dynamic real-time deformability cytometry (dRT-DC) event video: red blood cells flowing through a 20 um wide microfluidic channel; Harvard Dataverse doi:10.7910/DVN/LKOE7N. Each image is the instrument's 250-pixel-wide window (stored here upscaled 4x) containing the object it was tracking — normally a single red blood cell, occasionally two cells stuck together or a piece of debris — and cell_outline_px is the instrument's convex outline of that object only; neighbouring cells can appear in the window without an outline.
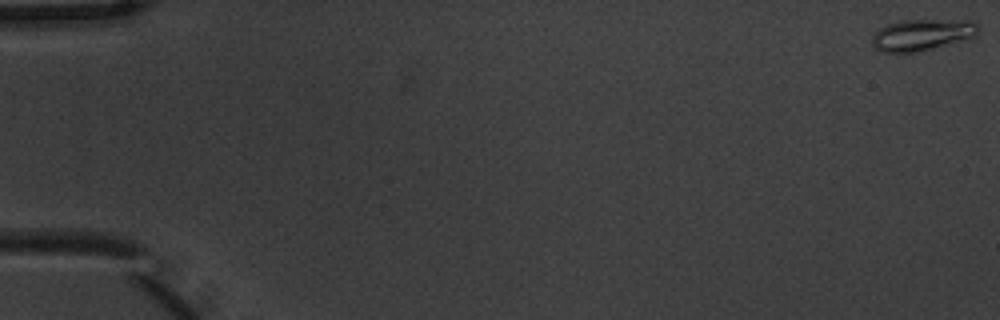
{"species": "common noctule bat (a hibernating species)", "species_latin": "Nyctalus noctula", "temperature_condition": "warm", "stored_images_in_passage": 7, "segment_of_instrument_passage": [1, 2], "camera_frame_rate_fps": 3000, "um_per_image_px": 0.085, "animal": {"sex": "male", "body_mass_g": 20.1, "forearm_length_mm": 53.5}, "frame": {"image": 1, "passage_image": 1, "time_ms": 0.0, "image_size_px": [1000, 320], "cell_outline_px": [[980, 32], [972, 36], [916, 52], [880, 52], [872, 44], [872, 36], [880, 28], [888, 24], [900, 20], [972, 20], [980, 24]], "centroid_in_image_um": [78.36, 2.93], "position_along_channel_um": 6.6, "area_um2": 19.13}}
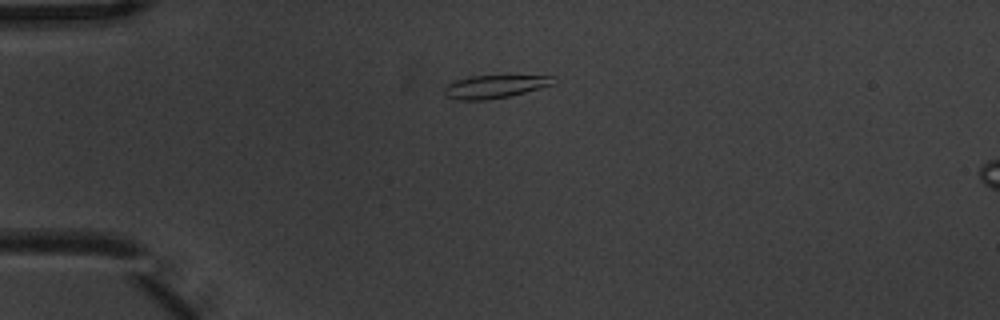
{"frame": {"image": 2, "passage_image": 5, "time_ms": 1.333, "image_size_px": [1000, 320], "cell_outline_px": [[552, 84], [524, 92], [508, 96], [488, 100], [460, 100], [444, 96], [444, 84], [456, 80], [472, 76], [552, 76]], "centroid_in_image_um": [41.92, 7.37], "position_along_channel_um": 43.1, "area_um2": 14.33}}